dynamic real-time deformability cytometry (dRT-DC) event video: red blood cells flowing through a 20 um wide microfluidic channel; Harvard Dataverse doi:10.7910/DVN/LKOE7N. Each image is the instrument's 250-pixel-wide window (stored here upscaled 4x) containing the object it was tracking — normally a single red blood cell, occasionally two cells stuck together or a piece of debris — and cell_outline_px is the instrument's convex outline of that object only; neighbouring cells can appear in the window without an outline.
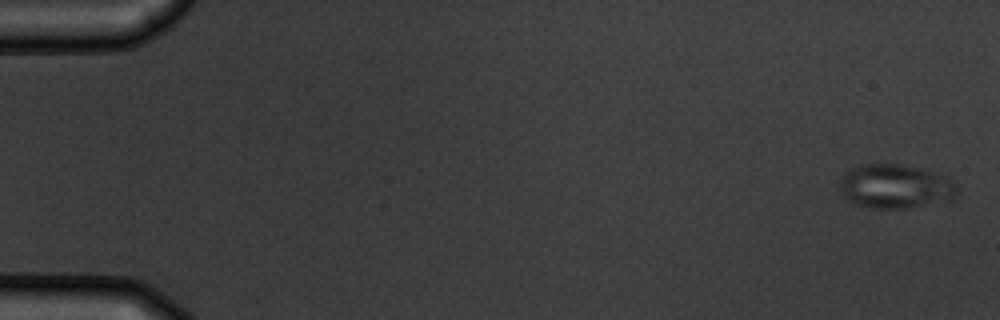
{"species": "common noctule bat (a hibernating species)", "species_latin": "Nyctalus noctula", "temperature_condition": "warm", "stored_images_in_passage": 6, "camera_frame_rate_fps": 3000, "um_per_image_px": 0.085, "animal": {"sex": "male", "body_mass_g": 19.5, "forearm_length_mm": 54.6}, "frame": {"image": 1, "passage_image": 1, "time_ms": 0.0, "image_size_px": [1000, 320], "cell_outline_px": [[960, 192], [952, 200], [904, 208], [872, 208], [856, 204], [848, 200], [844, 196], [840, 188], [840, 180], [844, 172], [852, 168], [864, 164], [900, 164], [948, 176], [956, 184]], "centroid_in_image_um": [76.13, 15.84], "position_along_channel_um": 8.9, "area_um2": 30.17}}